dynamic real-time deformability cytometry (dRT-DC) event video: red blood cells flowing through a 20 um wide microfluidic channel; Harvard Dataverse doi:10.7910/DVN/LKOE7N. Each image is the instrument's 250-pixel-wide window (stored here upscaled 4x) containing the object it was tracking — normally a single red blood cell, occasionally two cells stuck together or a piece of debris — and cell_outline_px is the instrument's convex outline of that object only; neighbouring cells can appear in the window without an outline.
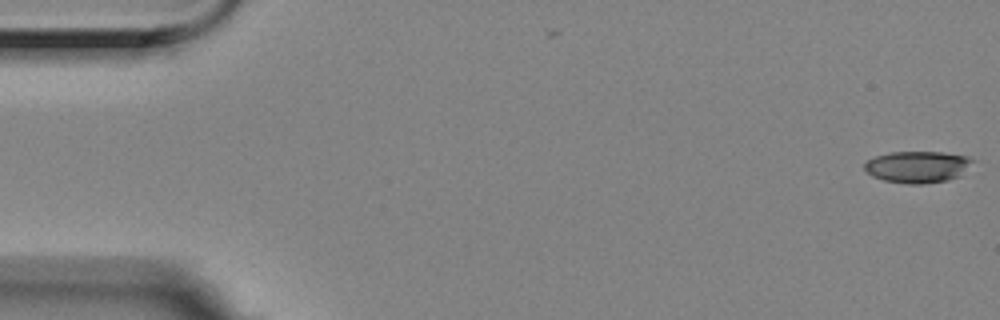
{"species": "Egyptian fruit bat (a non-hibernating species)", "species_latin": "Rousettus aegyptiacus", "temperature_condition": "room temperature", "stored_images_in_passage": 14, "camera_frame_rate_fps": 3000, "um_per_image_px": 0.085, "animal": {"sex": "female"}, "frame": {"image": 1, "passage_image": 1, "time_ms": 0.0, "image_size_px": [1000, 320], "cell_outline_px": [[976, 160], [960, 176], [948, 180], [924, 184], [908, 184], [884, 180], [872, 176], [864, 168], [864, 164], [868, 160], [876, 156], [892, 152], [944, 152], [968, 156]], "centroid_in_image_um": [78.04, 14.18], "position_along_channel_um": 7.0, "area_um2": 20.06}}
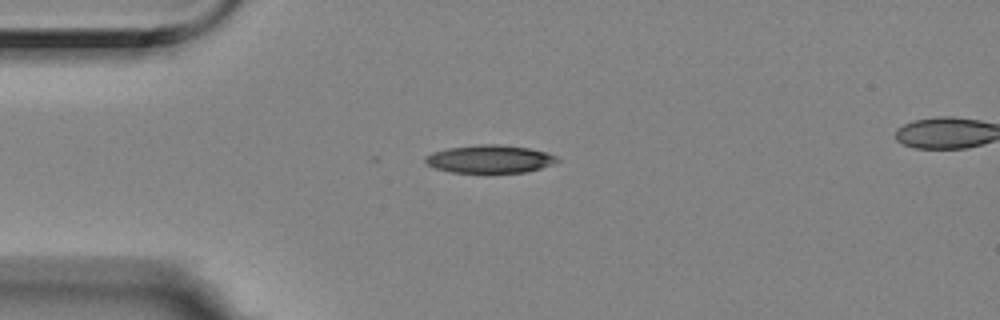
{"frame": {"image": 2, "passage_image": 14, "time_ms": 4.333, "image_size_px": [1000, 320], "cell_outline_px": [[560, 160], [552, 164], [540, 168], [524, 172], [484, 176], [452, 172], [436, 168], [428, 164], [424, 160], [424, 156], [432, 152], [448, 148], [480, 144], [500, 144], [528, 148], [548, 152], [556, 156]], "centroid_in_image_um": [41.62, 13.56], "position_along_channel_um": 43.4, "area_um2": 22.37}}